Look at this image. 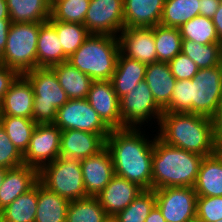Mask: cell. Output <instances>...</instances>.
<instances>
[{
  "label": "cell",
  "mask_w": 222,
  "mask_h": 222,
  "mask_svg": "<svg viewBox=\"0 0 222 222\" xmlns=\"http://www.w3.org/2000/svg\"><path fill=\"white\" fill-rule=\"evenodd\" d=\"M144 135L140 128L112 129L105 147L112 157L115 175L151 190L154 139L147 140Z\"/></svg>",
  "instance_id": "obj_1"
},
{
  "label": "cell",
  "mask_w": 222,
  "mask_h": 222,
  "mask_svg": "<svg viewBox=\"0 0 222 222\" xmlns=\"http://www.w3.org/2000/svg\"><path fill=\"white\" fill-rule=\"evenodd\" d=\"M158 126L156 136L168 145L203 157L217 151L209 117L193 113L163 112Z\"/></svg>",
  "instance_id": "obj_2"
},
{
  "label": "cell",
  "mask_w": 222,
  "mask_h": 222,
  "mask_svg": "<svg viewBox=\"0 0 222 222\" xmlns=\"http://www.w3.org/2000/svg\"><path fill=\"white\" fill-rule=\"evenodd\" d=\"M203 156L171 146L154 137L152 190L194 187Z\"/></svg>",
  "instance_id": "obj_3"
},
{
  "label": "cell",
  "mask_w": 222,
  "mask_h": 222,
  "mask_svg": "<svg viewBox=\"0 0 222 222\" xmlns=\"http://www.w3.org/2000/svg\"><path fill=\"white\" fill-rule=\"evenodd\" d=\"M119 53L117 36L90 34L67 62L92 80H111Z\"/></svg>",
  "instance_id": "obj_4"
},
{
  "label": "cell",
  "mask_w": 222,
  "mask_h": 222,
  "mask_svg": "<svg viewBox=\"0 0 222 222\" xmlns=\"http://www.w3.org/2000/svg\"><path fill=\"white\" fill-rule=\"evenodd\" d=\"M34 91L33 120L36 124L54 123L57 110L69 99L50 67H37L23 74Z\"/></svg>",
  "instance_id": "obj_5"
},
{
  "label": "cell",
  "mask_w": 222,
  "mask_h": 222,
  "mask_svg": "<svg viewBox=\"0 0 222 222\" xmlns=\"http://www.w3.org/2000/svg\"><path fill=\"white\" fill-rule=\"evenodd\" d=\"M42 23H11L0 64L19 74L37 68V42Z\"/></svg>",
  "instance_id": "obj_6"
},
{
  "label": "cell",
  "mask_w": 222,
  "mask_h": 222,
  "mask_svg": "<svg viewBox=\"0 0 222 222\" xmlns=\"http://www.w3.org/2000/svg\"><path fill=\"white\" fill-rule=\"evenodd\" d=\"M39 182L69 201L88 197L83 183L81 160L58 157L39 170Z\"/></svg>",
  "instance_id": "obj_7"
},
{
  "label": "cell",
  "mask_w": 222,
  "mask_h": 222,
  "mask_svg": "<svg viewBox=\"0 0 222 222\" xmlns=\"http://www.w3.org/2000/svg\"><path fill=\"white\" fill-rule=\"evenodd\" d=\"M119 111L121 129L141 128L145 121L148 123L153 118H156L159 123L160 117L164 112L156 103L145 81L140 82L129 93L119 98Z\"/></svg>",
  "instance_id": "obj_8"
},
{
  "label": "cell",
  "mask_w": 222,
  "mask_h": 222,
  "mask_svg": "<svg viewBox=\"0 0 222 222\" xmlns=\"http://www.w3.org/2000/svg\"><path fill=\"white\" fill-rule=\"evenodd\" d=\"M191 113L211 117L222 92V64L202 68L190 79Z\"/></svg>",
  "instance_id": "obj_9"
},
{
  "label": "cell",
  "mask_w": 222,
  "mask_h": 222,
  "mask_svg": "<svg viewBox=\"0 0 222 222\" xmlns=\"http://www.w3.org/2000/svg\"><path fill=\"white\" fill-rule=\"evenodd\" d=\"M54 124L61 130H81L99 134L104 140L111 133V128L90 106L88 100L69 99L57 110Z\"/></svg>",
  "instance_id": "obj_10"
},
{
  "label": "cell",
  "mask_w": 222,
  "mask_h": 222,
  "mask_svg": "<svg viewBox=\"0 0 222 222\" xmlns=\"http://www.w3.org/2000/svg\"><path fill=\"white\" fill-rule=\"evenodd\" d=\"M154 193L166 222H196L198 196L194 187H166Z\"/></svg>",
  "instance_id": "obj_11"
},
{
  "label": "cell",
  "mask_w": 222,
  "mask_h": 222,
  "mask_svg": "<svg viewBox=\"0 0 222 222\" xmlns=\"http://www.w3.org/2000/svg\"><path fill=\"white\" fill-rule=\"evenodd\" d=\"M61 130L54 124H37L28 149L23 154L24 164L40 170L60 157Z\"/></svg>",
  "instance_id": "obj_12"
},
{
  "label": "cell",
  "mask_w": 222,
  "mask_h": 222,
  "mask_svg": "<svg viewBox=\"0 0 222 222\" xmlns=\"http://www.w3.org/2000/svg\"><path fill=\"white\" fill-rule=\"evenodd\" d=\"M83 25L90 34L118 36L124 29V1L90 0Z\"/></svg>",
  "instance_id": "obj_13"
},
{
  "label": "cell",
  "mask_w": 222,
  "mask_h": 222,
  "mask_svg": "<svg viewBox=\"0 0 222 222\" xmlns=\"http://www.w3.org/2000/svg\"><path fill=\"white\" fill-rule=\"evenodd\" d=\"M117 37L122 55L145 64L157 62L153 27L124 28Z\"/></svg>",
  "instance_id": "obj_14"
},
{
  "label": "cell",
  "mask_w": 222,
  "mask_h": 222,
  "mask_svg": "<svg viewBox=\"0 0 222 222\" xmlns=\"http://www.w3.org/2000/svg\"><path fill=\"white\" fill-rule=\"evenodd\" d=\"M81 170L86 194L92 197H97L115 175L112 157L106 147L81 160Z\"/></svg>",
  "instance_id": "obj_15"
},
{
  "label": "cell",
  "mask_w": 222,
  "mask_h": 222,
  "mask_svg": "<svg viewBox=\"0 0 222 222\" xmlns=\"http://www.w3.org/2000/svg\"><path fill=\"white\" fill-rule=\"evenodd\" d=\"M86 99L111 129H121L119 98L111 80H93Z\"/></svg>",
  "instance_id": "obj_16"
},
{
  "label": "cell",
  "mask_w": 222,
  "mask_h": 222,
  "mask_svg": "<svg viewBox=\"0 0 222 222\" xmlns=\"http://www.w3.org/2000/svg\"><path fill=\"white\" fill-rule=\"evenodd\" d=\"M142 190L136 183L114 175L97 198L108 216L113 218L124 210Z\"/></svg>",
  "instance_id": "obj_17"
},
{
  "label": "cell",
  "mask_w": 222,
  "mask_h": 222,
  "mask_svg": "<svg viewBox=\"0 0 222 222\" xmlns=\"http://www.w3.org/2000/svg\"><path fill=\"white\" fill-rule=\"evenodd\" d=\"M105 147V140L99 135L81 130L61 131L60 157L83 160L97 154Z\"/></svg>",
  "instance_id": "obj_18"
},
{
  "label": "cell",
  "mask_w": 222,
  "mask_h": 222,
  "mask_svg": "<svg viewBox=\"0 0 222 222\" xmlns=\"http://www.w3.org/2000/svg\"><path fill=\"white\" fill-rule=\"evenodd\" d=\"M34 91L24 75H19L0 103V116L33 119Z\"/></svg>",
  "instance_id": "obj_19"
},
{
  "label": "cell",
  "mask_w": 222,
  "mask_h": 222,
  "mask_svg": "<svg viewBox=\"0 0 222 222\" xmlns=\"http://www.w3.org/2000/svg\"><path fill=\"white\" fill-rule=\"evenodd\" d=\"M39 182V170L28 165L8 169L0 187V211Z\"/></svg>",
  "instance_id": "obj_20"
},
{
  "label": "cell",
  "mask_w": 222,
  "mask_h": 222,
  "mask_svg": "<svg viewBox=\"0 0 222 222\" xmlns=\"http://www.w3.org/2000/svg\"><path fill=\"white\" fill-rule=\"evenodd\" d=\"M124 28L160 24L165 0H123Z\"/></svg>",
  "instance_id": "obj_21"
},
{
  "label": "cell",
  "mask_w": 222,
  "mask_h": 222,
  "mask_svg": "<svg viewBox=\"0 0 222 222\" xmlns=\"http://www.w3.org/2000/svg\"><path fill=\"white\" fill-rule=\"evenodd\" d=\"M194 190L198 197L222 196V151L204 156Z\"/></svg>",
  "instance_id": "obj_22"
},
{
  "label": "cell",
  "mask_w": 222,
  "mask_h": 222,
  "mask_svg": "<svg viewBox=\"0 0 222 222\" xmlns=\"http://www.w3.org/2000/svg\"><path fill=\"white\" fill-rule=\"evenodd\" d=\"M156 103L164 109L171 100L176 78L171 73L168 63L154 62L147 64L145 79Z\"/></svg>",
  "instance_id": "obj_23"
},
{
  "label": "cell",
  "mask_w": 222,
  "mask_h": 222,
  "mask_svg": "<svg viewBox=\"0 0 222 222\" xmlns=\"http://www.w3.org/2000/svg\"><path fill=\"white\" fill-rule=\"evenodd\" d=\"M147 64L132 60L119 53L115 71L111 77L113 89L118 98L129 93L145 79Z\"/></svg>",
  "instance_id": "obj_24"
},
{
  "label": "cell",
  "mask_w": 222,
  "mask_h": 222,
  "mask_svg": "<svg viewBox=\"0 0 222 222\" xmlns=\"http://www.w3.org/2000/svg\"><path fill=\"white\" fill-rule=\"evenodd\" d=\"M56 29L47 21L40 25L37 42V67H52L67 62Z\"/></svg>",
  "instance_id": "obj_25"
},
{
  "label": "cell",
  "mask_w": 222,
  "mask_h": 222,
  "mask_svg": "<svg viewBox=\"0 0 222 222\" xmlns=\"http://www.w3.org/2000/svg\"><path fill=\"white\" fill-rule=\"evenodd\" d=\"M12 23H45L51 18V0H6Z\"/></svg>",
  "instance_id": "obj_26"
},
{
  "label": "cell",
  "mask_w": 222,
  "mask_h": 222,
  "mask_svg": "<svg viewBox=\"0 0 222 222\" xmlns=\"http://www.w3.org/2000/svg\"><path fill=\"white\" fill-rule=\"evenodd\" d=\"M68 99L87 98L93 80L68 62L51 67Z\"/></svg>",
  "instance_id": "obj_27"
},
{
  "label": "cell",
  "mask_w": 222,
  "mask_h": 222,
  "mask_svg": "<svg viewBox=\"0 0 222 222\" xmlns=\"http://www.w3.org/2000/svg\"><path fill=\"white\" fill-rule=\"evenodd\" d=\"M69 202L38 182L35 222H66Z\"/></svg>",
  "instance_id": "obj_28"
},
{
  "label": "cell",
  "mask_w": 222,
  "mask_h": 222,
  "mask_svg": "<svg viewBox=\"0 0 222 222\" xmlns=\"http://www.w3.org/2000/svg\"><path fill=\"white\" fill-rule=\"evenodd\" d=\"M38 183L0 211L3 222H35Z\"/></svg>",
  "instance_id": "obj_29"
},
{
  "label": "cell",
  "mask_w": 222,
  "mask_h": 222,
  "mask_svg": "<svg viewBox=\"0 0 222 222\" xmlns=\"http://www.w3.org/2000/svg\"><path fill=\"white\" fill-rule=\"evenodd\" d=\"M154 41L156 45L157 62L169 63L182 48V37L179 28L163 25L153 26Z\"/></svg>",
  "instance_id": "obj_30"
},
{
  "label": "cell",
  "mask_w": 222,
  "mask_h": 222,
  "mask_svg": "<svg viewBox=\"0 0 222 222\" xmlns=\"http://www.w3.org/2000/svg\"><path fill=\"white\" fill-rule=\"evenodd\" d=\"M110 219L97 197L88 196L69 202L66 222H107Z\"/></svg>",
  "instance_id": "obj_31"
},
{
  "label": "cell",
  "mask_w": 222,
  "mask_h": 222,
  "mask_svg": "<svg viewBox=\"0 0 222 222\" xmlns=\"http://www.w3.org/2000/svg\"><path fill=\"white\" fill-rule=\"evenodd\" d=\"M199 0H165L160 25L179 28L199 15Z\"/></svg>",
  "instance_id": "obj_32"
},
{
  "label": "cell",
  "mask_w": 222,
  "mask_h": 222,
  "mask_svg": "<svg viewBox=\"0 0 222 222\" xmlns=\"http://www.w3.org/2000/svg\"><path fill=\"white\" fill-rule=\"evenodd\" d=\"M181 52L189 57L199 69L222 64V43L203 45L191 40H182Z\"/></svg>",
  "instance_id": "obj_33"
},
{
  "label": "cell",
  "mask_w": 222,
  "mask_h": 222,
  "mask_svg": "<svg viewBox=\"0 0 222 222\" xmlns=\"http://www.w3.org/2000/svg\"><path fill=\"white\" fill-rule=\"evenodd\" d=\"M182 40H191L203 45L221 43L212 18L195 16L179 27Z\"/></svg>",
  "instance_id": "obj_34"
},
{
  "label": "cell",
  "mask_w": 222,
  "mask_h": 222,
  "mask_svg": "<svg viewBox=\"0 0 222 222\" xmlns=\"http://www.w3.org/2000/svg\"><path fill=\"white\" fill-rule=\"evenodd\" d=\"M0 123L14 146L24 154L37 125L34 120L16 116H0Z\"/></svg>",
  "instance_id": "obj_35"
},
{
  "label": "cell",
  "mask_w": 222,
  "mask_h": 222,
  "mask_svg": "<svg viewBox=\"0 0 222 222\" xmlns=\"http://www.w3.org/2000/svg\"><path fill=\"white\" fill-rule=\"evenodd\" d=\"M48 22L56 29L63 53L69 58L90 35L87 28L79 23L56 21L52 17Z\"/></svg>",
  "instance_id": "obj_36"
},
{
  "label": "cell",
  "mask_w": 222,
  "mask_h": 222,
  "mask_svg": "<svg viewBox=\"0 0 222 222\" xmlns=\"http://www.w3.org/2000/svg\"><path fill=\"white\" fill-rule=\"evenodd\" d=\"M156 205L154 190H142L138 196L112 219L115 222H145Z\"/></svg>",
  "instance_id": "obj_37"
},
{
  "label": "cell",
  "mask_w": 222,
  "mask_h": 222,
  "mask_svg": "<svg viewBox=\"0 0 222 222\" xmlns=\"http://www.w3.org/2000/svg\"><path fill=\"white\" fill-rule=\"evenodd\" d=\"M90 0H51V17L56 21L84 24Z\"/></svg>",
  "instance_id": "obj_38"
},
{
  "label": "cell",
  "mask_w": 222,
  "mask_h": 222,
  "mask_svg": "<svg viewBox=\"0 0 222 222\" xmlns=\"http://www.w3.org/2000/svg\"><path fill=\"white\" fill-rule=\"evenodd\" d=\"M163 110L164 112L191 113L190 79L176 80L170 103Z\"/></svg>",
  "instance_id": "obj_39"
},
{
  "label": "cell",
  "mask_w": 222,
  "mask_h": 222,
  "mask_svg": "<svg viewBox=\"0 0 222 222\" xmlns=\"http://www.w3.org/2000/svg\"><path fill=\"white\" fill-rule=\"evenodd\" d=\"M222 220V196L197 197L196 222Z\"/></svg>",
  "instance_id": "obj_40"
},
{
  "label": "cell",
  "mask_w": 222,
  "mask_h": 222,
  "mask_svg": "<svg viewBox=\"0 0 222 222\" xmlns=\"http://www.w3.org/2000/svg\"><path fill=\"white\" fill-rule=\"evenodd\" d=\"M23 164V154L11 142L0 123V166L11 169Z\"/></svg>",
  "instance_id": "obj_41"
},
{
  "label": "cell",
  "mask_w": 222,
  "mask_h": 222,
  "mask_svg": "<svg viewBox=\"0 0 222 222\" xmlns=\"http://www.w3.org/2000/svg\"><path fill=\"white\" fill-rule=\"evenodd\" d=\"M168 64L170 66L171 73L176 80L193 79V77L199 71V67L182 52L179 53Z\"/></svg>",
  "instance_id": "obj_42"
},
{
  "label": "cell",
  "mask_w": 222,
  "mask_h": 222,
  "mask_svg": "<svg viewBox=\"0 0 222 222\" xmlns=\"http://www.w3.org/2000/svg\"><path fill=\"white\" fill-rule=\"evenodd\" d=\"M19 75L16 70L0 64V103Z\"/></svg>",
  "instance_id": "obj_43"
},
{
  "label": "cell",
  "mask_w": 222,
  "mask_h": 222,
  "mask_svg": "<svg viewBox=\"0 0 222 222\" xmlns=\"http://www.w3.org/2000/svg\"><path fill=\"white\" fill-rule=\"evenodd\" d=\"M210 119L216 148L218 151H222V110H216Z\"/></svg>",
  "instance_id": "obj_44"
},
{
  "label": "cell",
  "mask_w": 222,
  "mask_h": 222,
  "mask_svg": "<svg viewBox=\"0 0 222 222\" xmlns=\"http://www.w3.org/2000/svg\"><path fill=\"white\" fill-rule=\"evenodd\" d=\"M222 0H199V15L212 18Z\"/></svg>",
  "instance_id": "obj_45"
},
{
  "label": "cell",
  "mask_w": 222,
  "mask_h": 222,
  "mask_svg": "<svg viewBox=\"0 0 222 222\" xmlns=\"http://www.w3.org/2000/svg\"><path fill=\"white\" fill-rule=\"evenodd\" d=\"M11 23V19H0V59L2 58L6 46L7 35Z\"/></svg>",
  "instance_id": "obj_46"
},
{
  "label": "cell",
  "mask_w": 222,
  "mask_h": 222,
  "mask_svg": "<svg viewBox=\"0 0 222 222\" xmlns=\"http://www.w3.org/2000/svg\"><path fill=\"white\" fill-rule=\"evenodd\" d=\"M213 24L216 28V32L220 42L222 43V2L220 3L217 11L212 17Z\"/></svg>",
  "instance_id": "obj_47"
},
{
  "label": "cell",
  "mask_w": 222,
  "mask_h": 222,
  "mask_svg": "<svg viewBox=\"0 0 222 222\" xmlns=\"http://www.w3.org/2000/svg\"><path fill=\"white\" fill-rule=\"evenodd\" d=\"M145 222H166V220L160 209L155 205L150 211L148 217L145 219Z\"/></svg>",
  "instance_id": "obj_48"
},
{
  "label": "cell",
  "mask_w": 222,
  "mask_h": 222,
  "mask_svg": "<svg viewBox=\"0 0 222 222\" xmlns=\"http://www.w3.org/2000/svg\"><path fill=\"white\" fill-rule=\"evenodd\" d=\"M0 19H10L6 0H0Z\"/></svg>",
  "instance_id": "obj_49"
},
{
  "label": "cell",
  "mask_w": 222,
  "mask_h": 222,
  "mask_svg": "<svg viewBox=\"0 0 222 222\" xmlns=\"http://www.w3.org/2000/svg\"><path fill=\"white\" fill-rule=\"evenodd\" d=\"M7 171H8L7 168L0 166V187H1L2 183H3V180L5 178V175H6Z\"/></svg>",
  "instance_id": "obj_50"
},
{
  "label": "cell",
  "mask_w": 222,
  "mask_h": 222,
  "mask_svg": "<svg viewBox=\"0 0 222 222\" xmlns=\"http://www.w3.org/2000/svg\"><path fill=\"white\" fill-rule=\"evenodd\" d=\"M217 110H222V92H221V95H220V100H219V104H218Z\"/></svg>",
  "instance_id": "obj_51"
},
{
  "label": "cell",
  "mask_w": 222,
  "mask_h": 222,
  "mask_svg": "<svg viewBox=\"0 0 222 222\" xmlns=\"http://www.w3.org/2000/svg\"><path fill=\"white\" fill-rule=\"evenodd\" d=\"M107 222H115L112 218L110 220H108Z\"/></svg>",
  "instance_id": "obj_52"
}]
</instances>
